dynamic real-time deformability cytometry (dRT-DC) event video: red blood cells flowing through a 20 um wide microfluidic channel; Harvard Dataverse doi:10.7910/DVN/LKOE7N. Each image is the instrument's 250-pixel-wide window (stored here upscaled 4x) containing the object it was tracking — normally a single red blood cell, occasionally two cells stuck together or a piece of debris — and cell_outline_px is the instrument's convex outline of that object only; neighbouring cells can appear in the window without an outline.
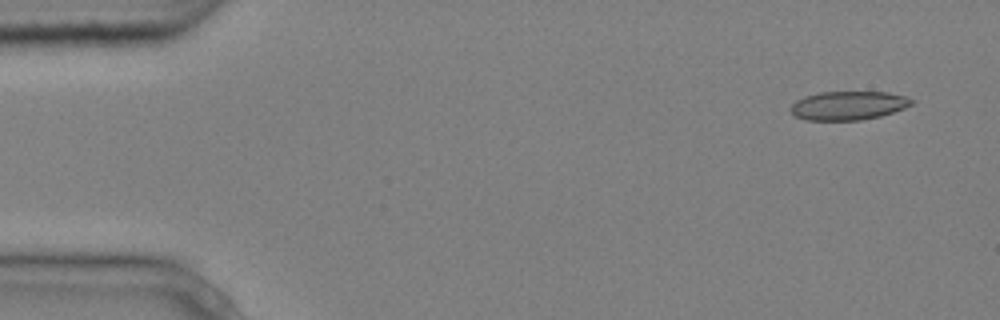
{"species": "common noctule bat (a hibernating species)", "species_latin": "Nyctalus noctula", "temperature_condition": "cold", "stored_images_in_passage": 4, "camera_frame_rate_fps": 3000, "um_per_image_px": 0.085, "animal": {"sex": "male", "body_mass_g": 20.4}, "frame": {"image": 1, "passage_image": 1, "time_ms": 0.0, "image_size_px": [1000, 320], "cell_outline_px": [[916, 100], [912, 104], [904, 108], [880, 116], [860, 120], [804, 120], [796, 116], [788, 108], [796, 100], [820, 92], [888, 92], [904, 96]], "centroid_in_image_um": [72.11, 8.97], "position_along_channel_um": 12.9, "area_um2": 20.17}}
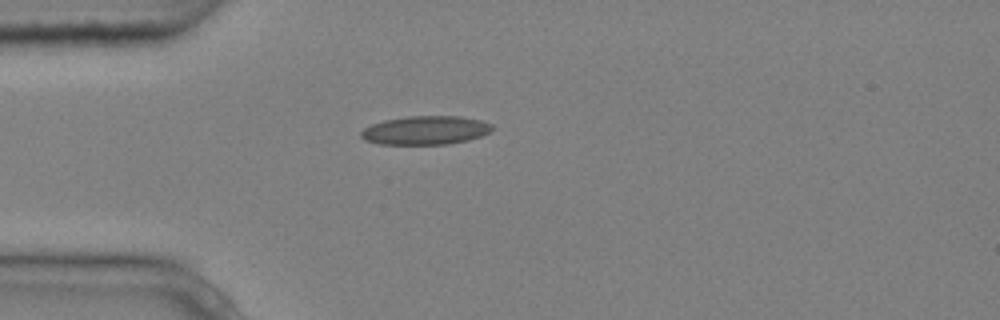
{"frame": {"image": 2, "passage_image": 4, "time_ms": 1.0, "image_size_px": [1000, 320], "cell_outline_px": [[496, 128], [492, 132], [468, 140], [448, 144], [380, 144], [364, 140], [360, 136], [360, 132], [364, 128], [372, 124], [384, 120], [408, 116], [460, 116], [480, 120], [492, 124]], "centroid_in_image_um": [36.19, 11.07], "position_along_channel_um": 48.8, "area_um2": 22.08}}